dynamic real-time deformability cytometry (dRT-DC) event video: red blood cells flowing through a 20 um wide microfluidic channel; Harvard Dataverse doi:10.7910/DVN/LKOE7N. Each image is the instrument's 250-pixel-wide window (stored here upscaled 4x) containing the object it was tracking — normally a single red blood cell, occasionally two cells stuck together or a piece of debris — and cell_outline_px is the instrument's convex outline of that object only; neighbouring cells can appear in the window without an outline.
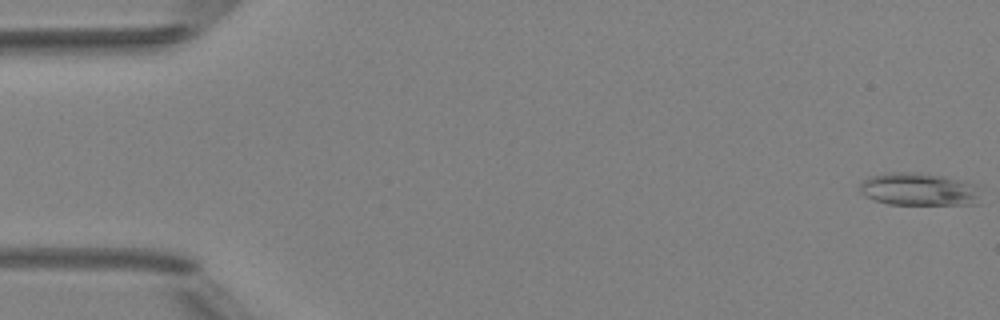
{"species": "Egyptian fruit bat (a non-hibernating species)", "species_latin": "Rousettus aegyptiacus", "temperature_condition": "room temperature", "stored_images_in_passage": 5, "camera_frame_rate_fps": 3000, "um_per_image_px": 0.085, "animal": {"sex": "female"}, "frame": {"image": 1, "passage_image": 1, "time_ms": 0.0, "image_size_px": [1000, 320], "cell_outline_px": [[980, 204], [888, 204], [872, 200], [864, 196], [860, 192], [860, 184], [868, 176], [892, 172], [912, 172], [944, 176], [960, 180], [972, 184]], "centroid_in_image_um": [78.0, 16.09], "position_along_channel_um": 7.0, "area_um2": 22.77}}
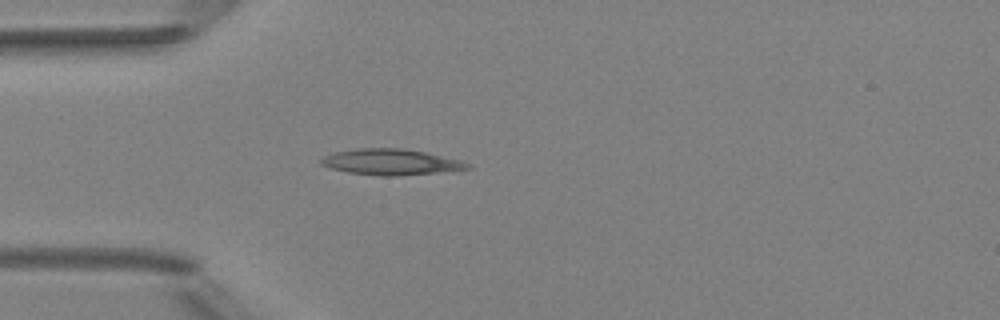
{"frame": {"image": 2, "passage_image": 5, "time_ms": 4.667, "image_size_px": [1000, 320], "cell_outline_px": [[472, 168], [436, 172], [396, 176], [380, 176], [348, 172], [332, 168], [320, 164], [320, 160], [324, 156], [336, 152], [356, 148], [404, 148], [424, 152], [460, 160], [468, 164]], "centroid_in_image_um": [33.19, 13.76], "position_along_channel_um": 51.8, "area_um2": 21.79}}